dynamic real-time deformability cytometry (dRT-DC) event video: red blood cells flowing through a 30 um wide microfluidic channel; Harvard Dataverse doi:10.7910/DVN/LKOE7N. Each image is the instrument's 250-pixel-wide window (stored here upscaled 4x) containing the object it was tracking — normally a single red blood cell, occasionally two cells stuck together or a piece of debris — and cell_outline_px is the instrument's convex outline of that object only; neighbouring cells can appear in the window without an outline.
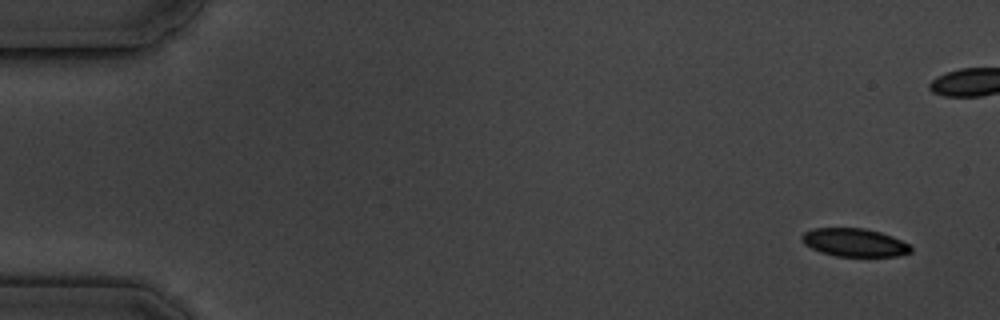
{"species": "common noctule bat (a hibernating species)", "species_latin": "Nyctalus noctula", "temperature_condition": "cold", "stored_images_in_passage": 16, "camera_frame_rate_fps": 3000, "um_per_image_px": 0.085, "animal": {"sex": "male", "body_mass_g": 19.5, "forearm_length_mm": 54.6}, "frame": {"image": 1, "passage_image": 1, "time_ms": 0.0, "image_size_px": [1000, 320], "cell_outline_px": [[912, 252], [896, 256], [836, 256], [820, 252], [804, 244], [800, 240], [800, 236], [804, 232], [812, 228], [864, 228], [880, 232], [892, 236], [908, 244], [912, 248]], "centroid_in_image_um": [72.59, 20.61], "position_along_channel_um": 12.4, "area_um2": 17.92}}
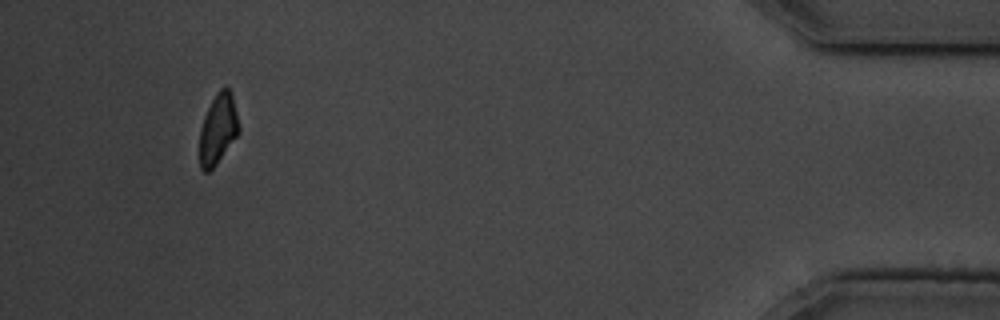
{"frame": {"image": 2, "passage_image": 16, "time_ms": 19.0, "image_size_px": [1000, 320], "cell_outline_px": [[240, 132], [216, 164], [208, 172], [204, 172], [200, 168], [200, 128], [204, 116], [216, 92], [220, 88], [228, 88], [232, 92], [240, 128]], "centroid_in_image_um": [18.54, 10.95], "position_along_channel_um": 416.7, "area_um2": 16.07}, "authors_computed_cell_mechanics": {"area_um2": 19.363, "velocity_mm_per_s": 3.4742, "shape_relaxation_time_tau1_ms": 1.4479, "shape_relaxation_time_tau2_ms": null, "deformation_change_tau1": 0.0595, "deformation_change_tau2": null}}